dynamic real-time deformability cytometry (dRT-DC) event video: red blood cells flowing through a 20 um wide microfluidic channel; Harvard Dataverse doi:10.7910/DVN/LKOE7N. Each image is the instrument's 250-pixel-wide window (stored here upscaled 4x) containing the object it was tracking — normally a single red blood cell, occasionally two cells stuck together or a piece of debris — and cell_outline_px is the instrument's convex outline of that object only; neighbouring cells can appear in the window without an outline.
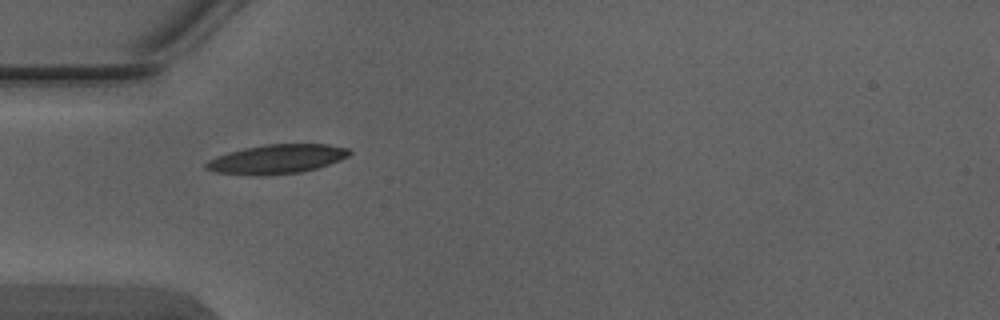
{"species": "Egyptian fruit bat (a non-hibernating species)", "species_latin": "Rousettus aegyptiacus", "temperature_condition": "warm", "stored_images_in_passage": 2, "camera_frame_rate_fps": 3000, "um_per_image_px": 0.085, "animal": {"sex": "male"}, "frame": {"image": 1, "passage_image": 1, "time_ms": 0.0, "image_size_px": [1000, 320], "cell_outline_px": [[352, 152], [348, 156], [340, 160], [316, 168], [300, 172], [260, 176], [252, 176], [216, 172], [204, 168], [204, 164], [208, 160], [216, 156], [228, 152], [244, 148], [264, 144], [328, 144], [348, 148]], "centroid_in_image_um": [23.49, 13.52], "position_along_channel_um": 61.5, "area_um2": 24.51}}
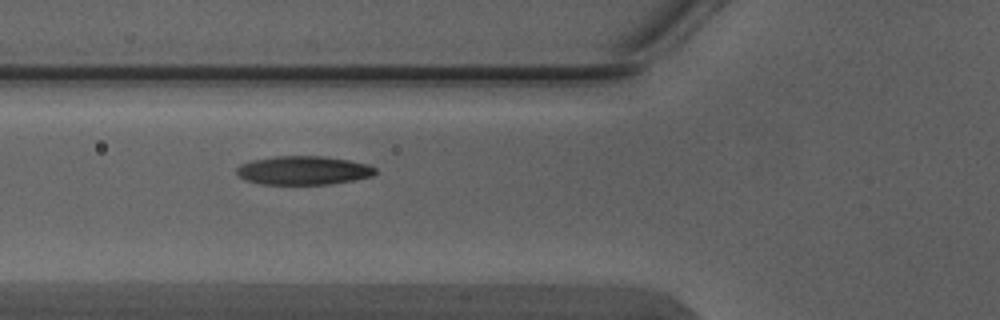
{"frame": {"image": 2, "passage_image": 2, "time_ms": 0.333, "image_size_px": [1000, 320], "cell_outline_px": [[376, 172], [372, 176], [356, 180], [332, 184], [260, 184], [248, 180], [240, 176], [236, 172], [236, 168], [240, 164], [252, 160], [276, 156], [324, 156], [348, 160], [368, 164], [376, 168]], "centroid_in_image_um": [25.81, 14.48], "position_along_channel_um": 100.0, "area_um2": 23.24}}